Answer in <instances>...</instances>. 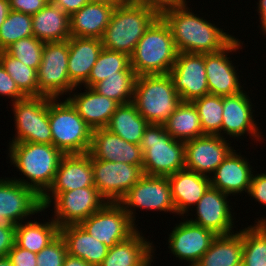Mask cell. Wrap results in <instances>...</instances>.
<instances>
[{"label":"cell","mask_w":266,"mask_h":266,"mask_svg":"<svg viewBox=\"0 0 266 266\" xmlns=\"http://www.w3.org/2000/svg\"><path fill=\"white\" fill-rule=\"evenodd\" d=\"M194 13L187 3L161 15L171 29L178 53H215L223 50L236 38L234 34L218 27L219 24L215 25L214 21L211 23L206 17Z\"/></svg>","instance_id":"6da1fadb"},{"label":"cell","mask_w":266,"mask_h":266,"mask_svg":"<svg viewBox=\"0 0 266 266\" xmlns=\"http://www.w3.org/2000/svg\"><path fill=\"white\" fill-rule=\"evenodd\" d=\"M8 144L9 163L22 175V178L15 176L11 178L42 197L52 185L64 154L52 144L30 142Z\"/></svg>","instance_id":"7a4b0ae2"},{"label":"cell","mask_w":266,"mask_h":266,"mask_svg":"<svg viewBox=\"0 0 266 266\" xmlns=\"http://www.w3.org/2000/svg\"><path fill=\"white\" fill-rule=\"evenodd\" d=\"M177 53L171 29L159 16L138 41L130 56L131 68L137 76L169 74Z\"/></svg>","instance_id":"3957f363"},{"label":"cell","mask_w":266,"mask_h":266,"mask_svg":"<svg viewBox=\"0 0 266 266\" xmlns=\"http://www.w3.org/2000/svg\"><path fill=\"white\" fill-rule=\"evenodd\" d=\"M159 17L150 8L121 1L101 38L104 49L131 56L145 31Z\"/></svg>","instance_id":"277c9868"},{"label":"cell","mask_w":266,"mask_h":266,"mask_svg":"<svg viewBox=\"0 0 266 266\" xmlns=\"http://www.w3.org/2000/svg\"><path fill=\"white\" fill-rule=\"evenodd\" d=\"M181 102L169 74L137 76L133 103L149 124L163 125Z\"/></svg>","instance_id":"5b68a950"},{"label":"cell","mask_w":266,"mask_h":266,"mask_svg":"<svg viewBox=\"0 0 266 266\" xmlns=\"http://www.w3.org/2000/svg\"><path fill=\"white\" fill-rule=\"evenodd\" d=\"M139 146L145 175L167 177L185 168V142L172 138L164 125L149 124Z\"/></svg>","instance_id":"8992f818"},{"label":"cell","mask_w":266,"mask_h":266,"mask_svg":"<svg viewBox=\"0 0 266 266\" xmlns=\"http://www.w3.org/2000/svg\"><path fill=\"white\" fill-rule=\"evenodd\" d=\"M49 124L52 145L64 155L89 152L93 130L66 98L49 100Z\"/></svg>","instance_id":"52a82bcc"},{"label":"cell","mask_w":266,"mask_h":266,"mask_svg":"<svg viewBox=\"0 0 266 266\" xmlns=\"http://www.w3.org/2000/svg\"><path fill=\"white\" fill-rule=\"evenodd\" d=\"M45 210L52 208V219L60 227L80 224L90 215L101 209L107 200L95 186L77 188L67 192H46L41 197ZM53 204V205H52Z\"/></svg>","instance_id":"ba28073f"},{"label":"cell","mask_w":266,"mask_h":266,"mask_svg":"<svg viewBox=\"0 0 266 266\" xmlns=\"http://www.w3.org/2000/svg\"><path fill=\"white\" fill-rule=\"evenodd\" d=\"M46 96H26L11 103L15 134L9 143L52 144L49 124V100Z\"/></svg>","instance_id":"9c48e42d"},{"label":"cell","mask_w":266,"mask_h":266,"mask_svg":"<svg viewBox=\"0 0 266 266\" xmlns=\"http://www.w3.org/2000/svg\"><path fill=\"white\" fill-rule=\"evenodd\" d=\"M129 215L131 221L136 224L137 210L146 209L159 213L176 214L172 201L171 186L166 176L143 175L139 181L119 201Z\"/></svg>","instance_id":"30bf717a"},{"label":"cell","mask_w":266,"mask_h":266,"mask_svg":"<svg viewBox=\"0 0 266 266\" xmlns=\"http://www.w3.org/2000/svg\"><path fill=\"white\" fill-rule=\"evenodd\" d=\"M68 57L69 39L44 44L42 61L37 70L40 96L64 98L76 87L68 76Z\"/></svg>","instance_id":"8fae6325"},{"label":"cell","mask_w":266,"mask_h":266,"mask_svg":"<svg viewBox=\"0 0 266 266\" xmlns=\"http://www.w3.org/2000/svg\"><path fill=\"white\" fill-rule=\"evenodd\" d=\"M45 208L41 197L31 188L10 177H0V228L16 229V225L37 216ZM29 217V218H28Z\"/></svg>","instance_id":"7c38bea8"},{"label":"cell","mask_w":266,"mask_h":266,"mask_svg":"<svg viewBox=\"0 0 266 266\" xmlns=\"http://www.w3.org/2000/svg\"><path fill=\"white\" fill-rule=\"evenodd\" d=\"M254 107L249 91L246 92L245 89L235 95L223 96L221 137L238 141L241 138L248 139L246 136H249L256 143H264L266 140L255 120L257 115Z\"/></svg>","instance_id":"4fadbf2b"},{"label":"cell","mask_w":266,"mask_h":266,"mask_svg":"<svg viewBox=\"0 0 266 266\" xmlns=\"http://www.w3.org/2000/svg\"><path fill=\"white\" fill-rule=\"evenodd\" d=\"M79 225L108 248L126 240L140 229L119 202H107Z\"/></svg>","instance_id":"5bb4252c"},{"label":"cell","mask_w":266,"mask_h":266,"mask_svg":"<svg viewBox=\"0 0 266 266\" xmlns=\"http://www.w3.org/2000/svg\"><path fill=\"white\" fill-rule=\"evenodd\" d=\"M241 39L236 38L223 50L205 53V69L209 92L212 95H235L244 90L238 66L233 65L231 54L243 49ZM230 53V54H229ZM229 56V57H228ZM237 69V70H236ZM241 76V78H239Z\"/></svg>","instance_id":"9a60e30c"},{"label":"cell","mask_w":266,"mask_h":266,"mask_svg":"<svg viewBox=\"0 0 266 266\" xmlns=\"http://www.w3.org/2000/svg\"><path fill=\"white\" fill-rule=\"evenodd\" d=\"M228 197L231 196L210 186L197 205L191 210V212L196 213L189 212L185 218L191 223L214 231L217 235L234 233L238 230L235 226L238 222L235 221V215L237 214L232 212L234 211L233 205H230L232 203ZM192 214L195 216L194 218ZM188 216H191V218H187Z\"/></svg>","instance_id":"2e32d148"},{"label":"cell","mask_w":266,"mask_h":266,"mask_svg":"<svg viewBox=\"0 0 266 266\" xmlns=\"http://www.w3.org/2000/svg\"><path fill=\"white\" fill-rule=\"evenodd\" d=\"M94 186L107 202H119L144 175L140 166L92 159Z\"/></svg>","instance_id":"e0dca14e"},{"label":"cell","mask_w":266,"mask_h":266,"mask_svg":"<svg viewBox=\"0 0 266 266\" xmlns=\"http://www.w3.org/2000/svg\"><path fill=\"white\" fill-rule=\"evenodd\" d=\"M182 220V221H181ZM170 231L166 244L169 253L179 262H188L186 266H194L209 249L217 234L207 228L196 225L181 217ZM178 258V259H177Z\"/></svg>","instance_id":"ac0fdd59"},{"label":"cell","mask_w":266,"mask_h":266,"mask_svg":"<svg viewBox=\"0 0 266 266\" xmlns=\"http://www.w3.org/2000/svg\"><path fill=\"white\" fill-rule=\"evenodd\" d=\"M169 75L182 102H192L210 94L206 78L205 53H177Z\"/></svg>","instance_id":"d6986e66"},{"label":"cell","mask_w":266,"mask_h":266,"mask_svg":"<svg viewBox=\"0 0 266 266\" xmlns=\"http://www.w3.org/2000/svg\"><path fill=\"white\" fill-rule=\"evenodd\" d=\"M231 140L219 135H203L185 142V168L210 177L234 150Z\"/></svg>","instance_id":"ffe728a7"},{"label":"cell","mask_w":266,"mask_h":266,"mask_svg":"<svg viewBox=\"0 0 266 266\" xmlns=\"http://www.w3.org/2000/svg\"><path fill=\"white\" fill-rule=\"evenodd\" d=\"M235 149L223 160L210 176L211 187L229 196L248 195L254 171L249 158Z\"/></svg>","instance_id":"44dd1931"},{"label":"cell","mask_w":266,"mask_h":266,"mask_svg":"<svg viewBox=\"0 0 266 266\" xmlns=\"http://www.w3.org/2000/svg\"><path fill=\"white\" fill-rule=\"evenodd\" d=\"M88 154L91 159L123 162L143 167V152L140 146L125 141L107 128L92 131Z\"/></svg>","instance_id":"7402d4cb"},{"label":"cell","mask_w":266,"mask_h":266,"mask_svg":"<svg viewBox=\"0 0 266 266\" xmlns=\"http://www.w3.org/2000/svg\"><path fill=\"white\" fill-rule=\"evenodd\" d=\"M78 88L82 90L80 86H77L64 98L72 104L92 130L106 128L120 104L97 93L93 88L84 87L85 92L80 93Z\"/></svg>","instance_id":"603a6c76"},{"label":"cell","mask_w":266,"mask_h":266,"mask_svg":"<svg viewBox=\"0 0 266 266\" xmlns=\"http://www.w3.org/2000/svg\"><path fill=\"white\" fill-rule=\"evenodd\" d=\"M142 232L141 229H137L126 240L109 248L99 266H153L154 261H157L154 258L158 246L153 244L151 238L148 240Z\"/></svg>","instance_id":"cb8c5ba5"},{"label":"cell","mask_w":266,"mask_h":266,"mask_svg":"<svg viewBox=\"0 0 266 266\" xmlns=\"http://www.w3.org/2000/svg\"><path fill=\"white\" fill-rule=\"evenodd\" d=\"M177 216L185 217L211 186L210 177L186 168L167 176Z\"/></svg>","instance_id":"d4e9b609"},{"label":"cell","mask_w":266,"mask_h":266,"mask_svg":"<svg viewBox=\"0 0 266 266\" xmlns=\"http://www.w3.org/2000/svg\"><path fill=\"white\" fill-rule=\"evenodd\" d=\"M94 186L92 159L86 154L64 155L47 192H67Z\"/></svg>","instance_id":"484cf974"},{"label":"cell","mask_w":266,"mask_h":266,"mask_svg":"<svg viewBox=\"0 0 266 266\" xmlns=\"http://www.w3.org/2000/svg\"><path fill=\"white\" fill-rule=\"evenodd\" d=\"M117 4L88 2L70 16V35L101 39Z\"/></svg>","instance_id":"4316f807"},{"label":"cell","mask_w":266,"mask_h":266,"mask_svg":"<svg viewBox=\"0 0 266 266\" xmlns=\"http://www.w3.org/2000/svg\"><path fill=\"white\" fill-rule=\"evenodd\" d=\"M102 49L101 39L69 38L68 76L76 87H83L87 82Z\"/></svg>","instance_id":"83f0119b"},{"label":"cell","mask_w":266,"mask_h":266,"mask_svg":"<svg viewBox=\"0 0 266 266\" xmlns=\"http://www.w3.org/2000/svg\"><path fill=\"white\" fill-rule=\"evenodd\" d=\"M59 234L65 241L67 254L78 257L92 266H99L107 255L109 248L92 237L79 224L60 227Z\"/></svg>","instance_id":"f1b7e54d"},{"label":"cell","mask_w":266,"mask_h":266,"mask_svg":"<svg viewBox=\"0 0 266 266\" xmlns=\"http://www.w3.org/2000/svg\"><path fill=\"white\" fill-rule=\"evenodd\" d=\"M34 36L44 43L67 41L70 35V16L50 2L32 15Z\"/></svg>","instance_id":"f546056e"},{"label":"cell","mask_w":266,"mask_h":266,"mask_svg":"<svg viewBox=\"0 0 266 266\" xmlns=\"http://www.w3.org/2000/svg\"><path fill=\"white\" fill-rule=\"evenodd\" d=\"M243 229L217 235L209 249L194 266H234L242 262Z\"/></svg>","instance_id":"4dcf8cb0"},{"label":"cell","mask_w":266,"mask_h":266,"mask_svg":"<svg viewBox=\"0 0 266 266\" xmlns=\"http://www.w3.org/2000/svg\"><path fill=\"white\" fill-rule=\"evenodd\" d=\"M49 218L45 222H39L36 217L34 220H26L16 225L15 244L20 248L39 253L59 235V226L52 217Z\"/></svg>","instance_id":"1f68e13d"},{"label":"cell","mask_w":266,"mask_h":266,"mask_svg":"<svg viewBox=\"0 0 266 266\" xmlns=\"http://www.w3.org/2000/svg\"><path fill=\"white\" fill-rule=\"evenodd\" d=\"M148 125L135 104L129 102L118 106L106 128L125 141L139 145Z\"/></svg>","instance_id":"d6a6232c"},{"label":"cell","mask_w":266,"mask_h":266,"mask_svg":"<svg viewBox=\"0 0 266 266\" xmlns=\"http://www.w3.org/2000/svg\"><path fill=\"white\" fill-rule=\"evenodd\" d=\"M163 125L175 140L186 142L203 136L200 117L192 102H181Z\"/></svg>","instance_id":"836d02e7"},{"label":"cell","mask_w":266,"mask_h":266,"mask_svg":"<svg viewBox=\"0 0 266 266\" xmlns=\"http://www.w3.org/2000/svg\"><path fill=\"white\" fill-rule=\"evenodd\" d=\"M243 228V266H266V217Z\"/></svg>","instance_id":"e575fe53"},{"label":"cell","mask_w":266,"mask_h":266,"mask_svg":"<svg viewBox=\"0 0 266 266\" xmlns=\"http://www.w3.org/2000/svg\"><path fill=\"white\" fill-rule=\"evenodd\" d=\"M118 71H134L131 68L130 56L126 53L102 49L97 61L91 69L84 87L92 88L98 82L112 75H118Z\"/></svg>","instance_id":"d590c367"},{"label":"cell","mask_w":266,"mask_h":266,"mask_svg":"<svg viewBox=\"0 0 266 266\" xmlns=\"http://www.w3.org/2000/svg\"><path fill=\"white\" fill-rule=\"evenodd\" d=\"M136 78L137 75L134 71H118V75L107 77L92 88L119 104H126L133 102Z\"/></svg>","instance_id":"8d00e7d4"},{"label":"cell","mask_w":266,"mask_h":266,"mask_svg":"<svg viewBox=\"0 0 266 266\" xmlns=\"http://www.w3.org/2000/svg\"><path fill=\"white\" fill-rule=\"evenodd\" d=\"M0 63L25 96H40L36 69L25 65L5 50L0 51Z\"/></svg>","instance_id":"74e56055"},{"label":"cell","mask_w":266,"mask_h":266,"mask_svg":"<svg viewBox=\"0 0 266 266\" xmlns=\"http://www.w3.org/2000/svg\"><path fill=\"white\" fill-rule=\"evenodd\" d=\"M192 103L198 111L203 135L221 136L223 96L207 94Z\"/></svg>","instance_id":"f35d334b"},{"label":"cell","mask_w":266,"mask_h":266,"mask_svg":"<svg viewBox=\"0 0 266 266\" xmlns=\"http://www.w3.org/2000/svg\"><path fill=\"white\" fill-rule=\"evenodd\" d=\"M34 36L32 15L10 10L4 23L0 26V51L12 43L26 37Z\"/></svg>","instance_id":"ab89813d"},{"label":"cell","mask_w":266,"mask_h":266,"mask_svg":"<svg viewBox=\"0 0 266 266\" xmlns=\"http://www.w3.org/2000/svg\"><path fill=\"white\" fill-rule=\"evenodd\" d=\"M44 44L35 36H30L12 43L5 51L25 65L38 70L42 61Z\"/></svg>","instance_id":"60d3db41"},{"label":"cell","mask_w":266,"mask_h":266,"mask_svg":"<svg viewBox=\"0 0 266 266\" xmlns=\"http://www.w3.org/2000/svg\"><path fill=\"white\" fill-rule=\"evenodd\" d=\"M67 255L64 239L59 234L53 241L37 253L38 266H63Z\"/></svg>","instance_id":"b9f144b4"},{"label":"cell","mask_w":266,"mask_h":266,"mask_svg":"<svg viewBox=\"0 0 266 266\" xmlns=\"http://www.w3.org/2000/svg\"><path fill=\"white\" fill-rule=\"evenodd\" d=\"M0 96L11 98L10 101L16 102L24 99L26 96L19 90L15 81L6 72L3 65L0 63Z\"/></svg>","instance_id":"7bdbcfd3"},{"label":"cell","mask_w":266,"mask_h":266,"mask_svg":"<svg viewBox=\"0 0 266 266\" xmlns=\"http://www.w3.org/2000/svg\"><path fill=\"white\" fill-rule=\"evenodd\" d=\"M255 172V173H254ZM257 171H253V175L251 178V184H250V190L248 195H245L246 197L250 196V199L256 202L258 204L263 205V207H266V171L256 173ZM252 197V198H251Z\"/></svg>","instance_id":"ee69618b"},{"label":"cell","mask_w":266,"mask_h":266,"mask_svg":"<svg viewBox=\"0 0 266 266\" xmlns=\"http://www.w3.org/2000/svg\"><path fill=\"white\" fill-rule=\"evenodd\" d=\"M125 2L147 7L161 16L165 11L189 3L187 0H123Z\"/></svg>","instance_id":"f6af8a7d"},{"label":"cell","mask_w":266,"mask_h":266,"mask_svg":"<svg viewBox=\"0 0 266 266\" xmlns=\"http://www.w3.org/2000/svg\"><path fill=\"white\" fill-rule=\"evenodd\" d=\"M7 256L13 266H38L37 253L20 248L16 244L11 248Z\"/></svg>","instance_id":"bcb514c9"},{"label":"cell","mask_w":266,"mask_h":266,"mask_svg":"<svg viewBox=\"0 0 266 266\" xmlns=\"http://www.w3.org/2000/svg\"><path fill=\"white\" fill-rule=\"evenodd\" d=\"M49 3V0H9L10 10L29 15L38 13Z\"/></svg>","instance_id":"7dc6e473"},{"label":"cell","mask_w":266,"mask_h":266,"mask_svg":"<svg viewBox=\"0 0 266 266\" xmlns=\"http://www.w3.org/2000/svg\"><path fill=\"white\" fill-rule=\"evenodd\" d=\"M15 244V229L0 228V257L7 256Z\"/></svg>","instance_id":"c3c4849f"},{"label":"cell","mask_w":266,"mask_h":266,"mask_svg":"<svg viewBox=\"0 0 266 266\" xmlns=\"http://www.w3.org/2000/svg\"><path fill=\"white\" fill-rule=\"evenodd\" d=\"M51 4L60 7L66 14L71 16L86 5L88 0H49Z\"/></svg>","instance_id":"681fc988"},{"label":"cell","mask_w":266,"mask_h":266,"mask_svg":"<svg viewBox=\"0 0 266 266\" xmlns=\"http://www.w3.org/2000/svg\"><path fill=\"white\" fill-rule=\"evenodd\" d=\"M257 7H255L257 10V13L259 15V24L258 27L260 28V32L263 36H266V0H258L256 2Z\"/></svg>","instance_id":"f907efd6"},{"label":"cell","mask_w":266,"mask_h":266,"mask_svg":"<svg viewBox=\"0 0 266 266\" xmlns=\"http://www.w3.org/2000/svg\"><path fill=\"white\" fill-rule=\"evenodd\" d=\"M63 266H92V265L86 263L84 260L78 257H74V256L67 254L64 259Z\"/></svg>","instance_id":"816d5d0a"},{"label":"cell","mask_w":266,"mask_h":266,"mask_svg":"<svg viewBox=\"0 0 266 266\" xmlns=\"http://www.w3.org/2000/svg\"><path fill=\"white\" fill-rule=\"evenodd\" d=\"M10 12L9 0H0V26L4 23Z\"/></svg>","instance_id":"f5cc1de1"},{"label":"cell","mask_w":266,"mask_h":266,"mask_svg":"<svg viewBox=\"0 0 266 266\" xmlns=\"http://www.w3.org/2000/svg\"><path fill=\"white\" fill-rule=\"evenodd\" d=\"M0 266H13L8 256L0 257Z\"/></svg>","instance_id":"db71d44e"},{"label":"cell","mask_w":266,"mask_h":266,"mask_svg":"<svg viewBox=\"0 0 266 266\" xmlns=\"http://www.w3.org/2000/svg\"><path fill=\"white\" fill-rule=\"evenodd\" d=\"M89 2H102L107 4H119L122 0H88Z\"/></svg>","instance_id":"11a10c76"},{"label":"cell","mask_w":266,"mask_h":266,"mask_svg":"<svg viewBox=\"0 0 266 266\" xmlns=\"http://www.w3.org/2000/svg\"><path fill=\"white\" fill-rule=\"evenodd\" d=\"M234 266H243V263L241 262V263L234 265Z\"/></svg>","instance_id":"9f6ffc18"}]
</instances>
